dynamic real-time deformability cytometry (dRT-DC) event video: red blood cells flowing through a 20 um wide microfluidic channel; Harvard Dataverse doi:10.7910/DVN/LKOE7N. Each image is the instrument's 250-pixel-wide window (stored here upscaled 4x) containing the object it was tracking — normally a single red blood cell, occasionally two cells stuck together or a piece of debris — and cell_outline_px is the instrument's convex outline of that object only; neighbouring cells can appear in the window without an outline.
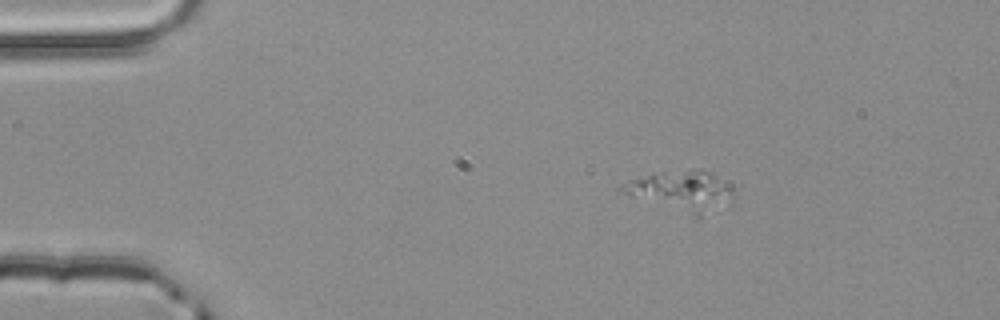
{"species": "common noctule bat (a hibernating species)", "species_latin": "Nyctalus noctula", "temperature_condition": "room temperature", "stored_images_in_passage": 4, "segment_of_instrument_passage": [2, 2], "camera_frame_rate_fps": 3000, "um_per_image_px": 0.085, "animal": {"sex": "male", "body_mass_g": 20.4}, "frame": {"image": 1, "passage_image": 3, "time_ms": 0.667, "image_size_px": [1000, 320], "cell_outline_px": [[736, 192], [732, 196], [632, 196], [616, 192], [616, 188], [620, 184], [628, 180], [660, 172], [692, 168], [712, 172], [732, 188]], "centroid_in_image_um": [57.55, 15.69], "position_along_channel_um": 27.4, "area_um2": 17.69}}